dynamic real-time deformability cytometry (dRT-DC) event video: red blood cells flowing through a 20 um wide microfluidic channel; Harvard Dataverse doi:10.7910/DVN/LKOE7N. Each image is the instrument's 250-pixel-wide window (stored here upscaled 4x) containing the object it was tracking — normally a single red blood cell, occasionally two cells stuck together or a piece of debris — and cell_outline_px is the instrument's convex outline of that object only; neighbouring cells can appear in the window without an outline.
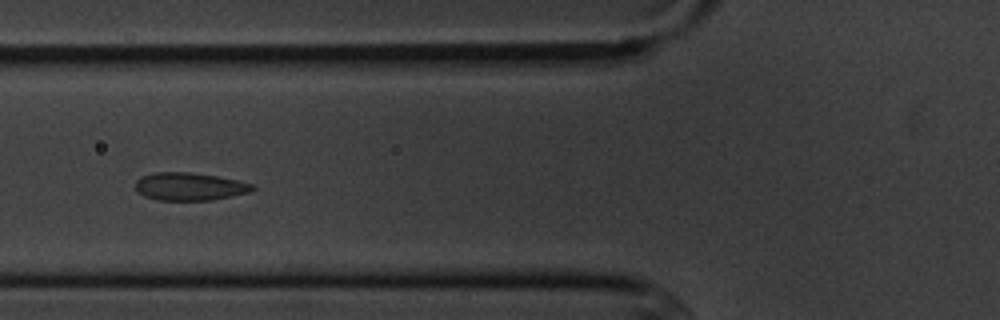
{"species": "common noctule bat (a hibernating species)", "species_latin": "Nyctalus noctula", "temperature_condition": "cold", "stored_images_in_passage": 16, "camera_frame_rate_fps": 3000, "um_per_image_px": 0.085, "animal": {"sex": "male", "body_mass_g": 20.1, "forearm_length_mm": 53.5}, "frame": {"image": 1, "passage_image": 6, "time_ms": 6.667, "image_size_px": [1000, 320], "cell_outline_px": [[256, 188], [248, 192], [212, 200], [156, 200], [144, 196], [136, 192], [136, 180], [140, 176], [156, 172], [188, 172], [216, 176], [236, 180], [252, 184]], "centroid_in_image_um": [16.05, 15.85], "position_along_channel_um": 109.7, "area_um2": 18.9}}
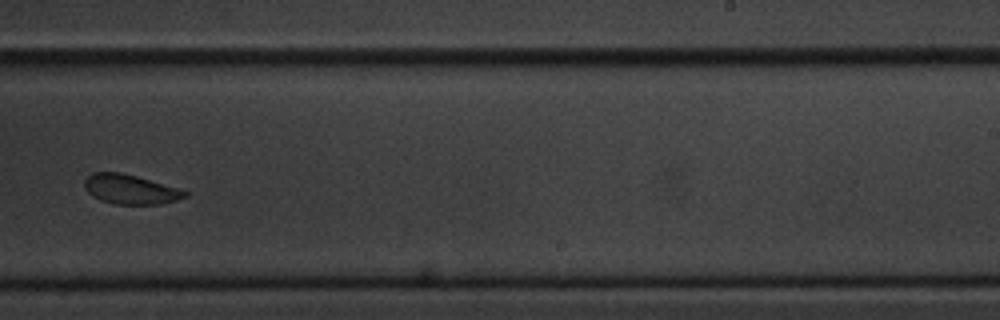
{"frame": {"image": 2, "passage_image": 10, "time_ms": 11.333, "image_size_px": [1000, 320], "cell_outline_px": [[188, 196], [176, 200], [160, 204], [116, 204], [100, 200], [92, 196], [84, 188], [84, 180], [92, 172], [120, 172], [136, 176], [176, 188], [188, 192]], "centroid_in_image_um": [11.03, 16.09], "position_along_channel_um": 278.0, "area_um2": 17.11}}
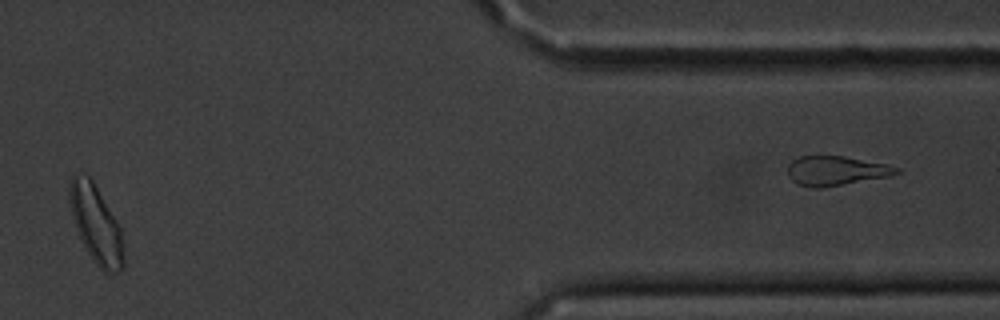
{"frame": {"image": 3, "passage_image": 14, "time_ms": 16.0, "image_size_px": [1000, 320], "cell_outline_px": [[124, 268], [120, 272], [104, 272], [92, 260], [76, 228], [72, 216], [68, 200], [68, 188], [72, 176], [76, 172], [88, 176], [92, 180], [116, 220], [120, 228], [124, 256]], "centroid_in_image_um": [8.14, 19.06], "position_along_channel_um": 403.3, "area_um2": 24.28}, "authors_computed_cell_mechanics": {"area_um2": 19.3052, "velocity_mm_per_s": 3.6135, "shape_relaxation_time_tau1_ms": 6.386, "shape_relaxation_time_tau2_ms": 0.9475, "deformation_change_tau1": 0.1072, "deformation_change_tau2": 0.0542}}